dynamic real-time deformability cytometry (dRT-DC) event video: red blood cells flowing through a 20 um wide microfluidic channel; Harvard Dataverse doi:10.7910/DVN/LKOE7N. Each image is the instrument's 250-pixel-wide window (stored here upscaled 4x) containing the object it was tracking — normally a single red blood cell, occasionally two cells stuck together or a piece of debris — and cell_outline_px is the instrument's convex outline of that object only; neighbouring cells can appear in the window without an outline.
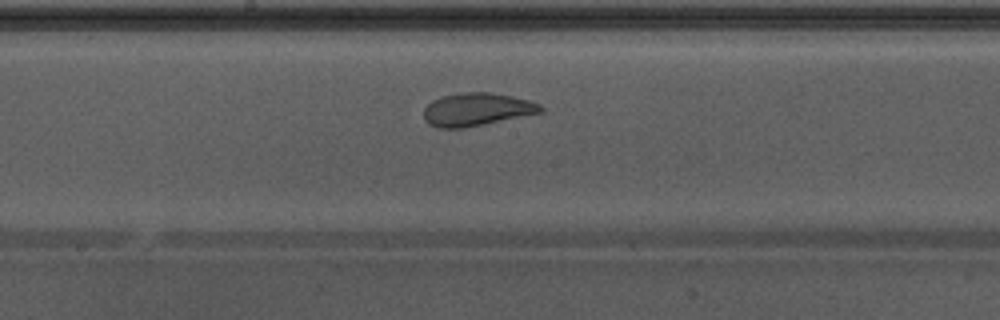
{"species": "Egyptian fruit bat (a non-hibernating species)", "species_latin": "Rousettus aegyptiacus", "temperature_condition": "warm", "stored_images_in_passage": 45, "camera_frame_rate_fps": 3000, "um_per_image_px": 0.085, "animal": {"sex": "male"}, "frame": {"image": 1, "passage_image": 20, "time_ms": 6.333, "image_size_px": [1000, 320], "cell_outline_px": [[544, 112], [464, 128], [436, 128], [428, 124], [424, 120], [424, 108], [432, 100], [440, 96], [460, 92], [488, 92], [512, 96], [528, 100], [540, 104], [544, 108]], "centroid_in_image_um": [40.5, 9.3], "position_along_channel_um": 207.7, "area_um2": 22.66}, "authors_computed_cell_mechanics": {"area_um2": 24.5072, "velocity_mm_per_s": 3.8993, "shape_relaxation_time_tau1_ms": 3.9652, "shape_relaxation_time_tau2_ms": 1.2093, "deformation_change_tau1": 0.135, "deformation_change_tau2": 0.0804}}